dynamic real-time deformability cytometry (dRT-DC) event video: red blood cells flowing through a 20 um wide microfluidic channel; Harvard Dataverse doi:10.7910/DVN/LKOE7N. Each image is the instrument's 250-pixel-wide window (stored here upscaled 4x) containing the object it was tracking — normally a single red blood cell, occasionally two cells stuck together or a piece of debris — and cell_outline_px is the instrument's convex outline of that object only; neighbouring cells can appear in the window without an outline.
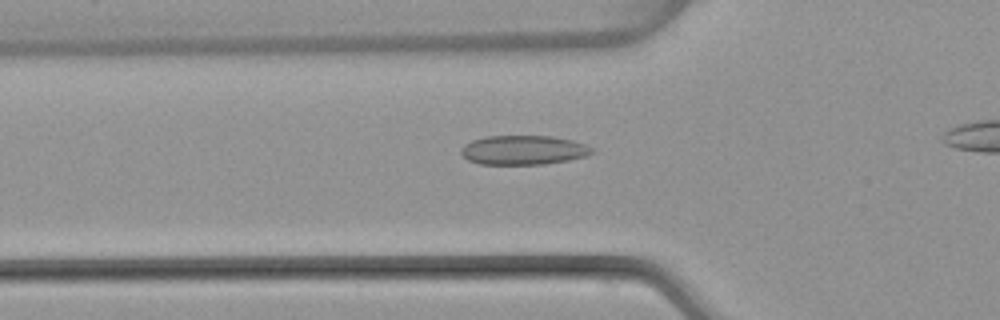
{"species": "common noctule bat (a hibernating species)", "species_latin": "Nyctalus noctula", "temperature_condition": "warm", "stored_images_in_passage": 34, "camera_frame_rate_fps": 3000, "um_per_image_px": 0.085, "animal": {"sex": "female", "body_mass_g": 22.7, "forearm_length_mm": 54.2}, "frame": {"image": 1, "passage_image": 10, "time_ms": 3.0, "image_size_px": [1000, 320], "cell_outline_px": [[596, 152], [584, 156], [568, 160], [544, 164], [480, 164], [468, 160], [460, 152], [460, 148], [464, 144], [472, 140], [484, 136], [552, 136], [572, 140], [584, 144], [592, 148]], "centroid_in_image_um": [44.47, 12.75], "position_along_channel_um": 81.3, "area_um2": 22.37}}
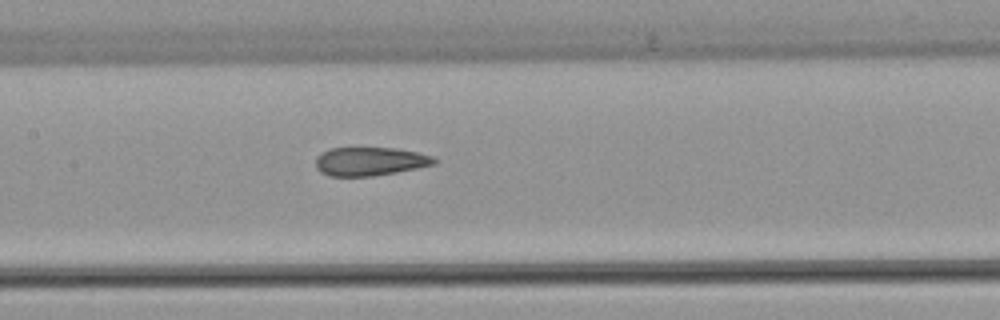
{"frame": {"image": 2, "passage_image": 17, "time_ms": 5.333, "image_size_px": [1000, 320], "cell_outline_px": [[440, 160], [436, 164], [396, 172], [372, 176], [328, 176], [320, 172], [316, 168], [316, 156], [320, 152], [332, 148], [396, 148], [416, 152], [432, 156]], "centroid_in_image_um": [31.44, 13.72], "position_along_channel_um": 176.0, "area_um2": 19.83}}
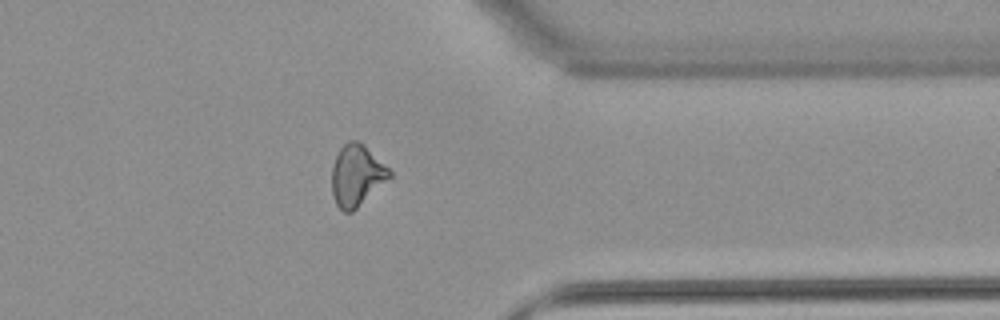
{"frame": {"image": 3, "passage_image": 33, "time_ms": 10.667, "image_size_px": [1000, 320], "cell_outline_px": [[392, 176], [352, 212], [344, 212], [336, 204], [332, 192], [332, 164], [340, 148], [348, 140], [360, 140], [392, 172]], "centroid_in_image_um": [30.31, 14.89], "position_along_channel_um": 381.1, "area_um2": 20.52}}